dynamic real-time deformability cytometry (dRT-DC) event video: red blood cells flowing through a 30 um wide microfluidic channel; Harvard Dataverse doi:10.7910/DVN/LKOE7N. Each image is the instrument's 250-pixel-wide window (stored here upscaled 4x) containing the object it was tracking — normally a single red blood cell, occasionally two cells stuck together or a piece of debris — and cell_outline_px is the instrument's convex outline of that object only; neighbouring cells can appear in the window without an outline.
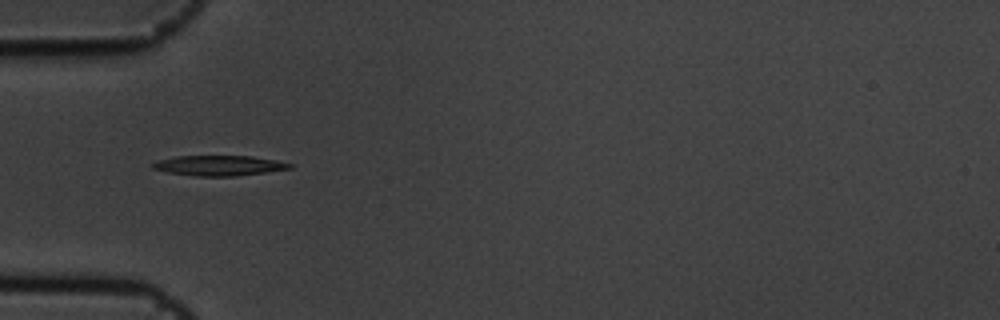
{"species": "common noctule bat (a hibernating species)", "species_latin": "Nyctalus noctula", "temperature_condition": "cold", "stored_images_in_passage": 5, "camera_frame_rate_fps": 3000, "um_per_image_px": 0.085, "animal": {"sex": "male", "body_mass_g": 19.5, "forearm_length_mm": 54.6}, "frame": {"image": 1, "passage_image": 5, "time_ms": 1.333, "image_size_px": [1000, 320], "cell_outline_px": [[292, 168], [236, 176], [196, 176], [168, 172], [152, 168], [148, 164], [160, 160], [176, 156], [252, 156], [276, 160], [292, 164]], "centroid_in_image_um": [18.59, 14.07], "position_along_channel_um": 66.4, "area_um2": 16.01}}